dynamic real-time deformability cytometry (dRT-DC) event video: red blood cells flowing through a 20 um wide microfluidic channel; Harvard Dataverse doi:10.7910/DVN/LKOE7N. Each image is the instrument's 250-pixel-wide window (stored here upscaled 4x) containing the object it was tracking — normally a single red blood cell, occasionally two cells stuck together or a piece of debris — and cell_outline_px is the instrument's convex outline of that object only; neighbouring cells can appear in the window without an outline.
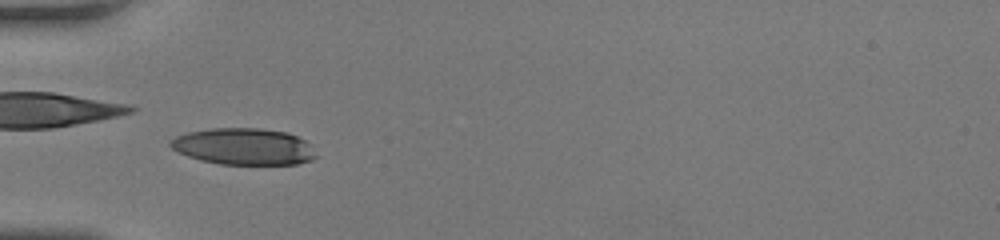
{"species": "human", "species_latin": "Homo sapiens", "temperature_condition": "room temperature", "stored_images_in_passage": 46, "camera_frame_rate_fps": 3000, "um_per_image_px": 0.085, "donor": {"sex": "female"}, "frame": {"image": 1, "passage_image": 13, "time_ms": 4.0, "image_size_px": [1000, 240], "cell_outline_px": [[316, 156], [312, 160], [296, 164], [220, 164], [200, 160], [188, 156], [172, 148], [168, 144], [176, 136], [188, 132], [212, 128], [260, 128], [288, 132], [304, 140], [308, 144]], "centroid_in_image_um": [20.7, 12.45], "position_along_channel_um": 64.3, "area_um2": 30.81}}
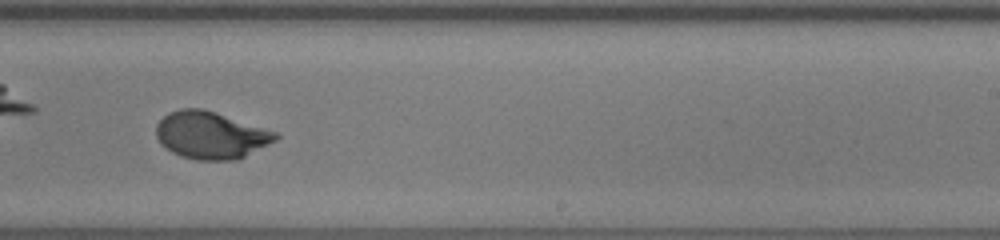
{"frame": {"image": 2, "passage_image": 28, "time_ms": 9.0, "image_size_px": [1000, 240], "cell_outline_px": [[280, 136], [276, 140], [236, 160], [196, 160], [180, 156], [172, 152], [160, 144], [156, 136], [156, 124], [168, 112], [180, 108], [204, 108], [280, 132]], "centroid_in_image_um": [17.92, 11.47], "position_along_channel_um": 271.1, "area_um2": 33.23}}
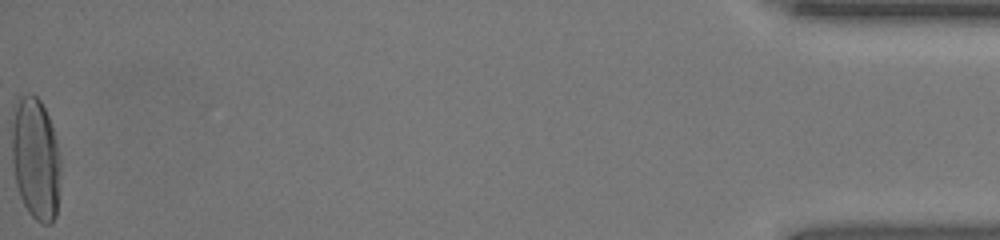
{"frame": {"image": 3, "passage_image": 46, "time_ms": 15.0, "image_size_px": [1000, 240], "cell_outline_px": [[60, 188], [56, 216], [52, 224], [44, 224], [36, 220], [28, 212], [20, 196], [16, 184], [12, 160], [12, 108], [20, 96], [28, 92], [36, 96], [40, 100], [48, 116], [56, 140], [60, 156]], "centroid_in_image_um": [3.03, 13.49], "position_along_channel_um": 432.2, "area_um2": 35.2}, "authors_computed_cell_mechanics": {"area_um2": 32.4547, "velocity_mm_per_s": 4.2414, "shape_relaxation_time_tau1_ms": 3.6485, "shape_relaxation_time_tau2_ms": null, "deformation_change_tau1": 0.2032, "deformation_change_tau2": null}}